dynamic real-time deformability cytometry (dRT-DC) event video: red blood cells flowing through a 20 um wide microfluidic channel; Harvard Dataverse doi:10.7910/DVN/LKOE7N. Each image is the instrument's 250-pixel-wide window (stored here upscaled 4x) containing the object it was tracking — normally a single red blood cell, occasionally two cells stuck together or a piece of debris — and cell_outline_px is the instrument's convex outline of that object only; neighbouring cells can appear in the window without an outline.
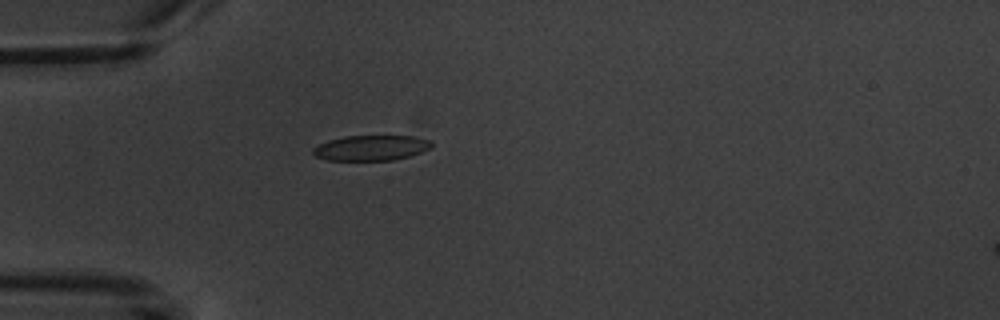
{"species": "common noctule bat (a hibernating species)", "species_latin": "Nyctalus noctula", "temperature_condition": "warm", "stored_images_in_passage": 2, "camera_frame_rate_fps": 3000, "um_per_image_px": 0.085, "animal": {"sex": "male", "body_mass_g": 20.1, "forearm_length_mm": 53.5}, "frame": {"image": 1, "passage_image": 2, "time_ms": 2.0, "image_size_px": [1000, 320], "cell_outline_px": [[432, 148], [408, 156], [392, 160], [328, 160], [316, 156], [312, 152], [312, 148], [328, 140], [344, 136], [412, 136], [432, 140]], "centroid_in_image_um": [31.55, 12.56], "position_along_channel_um": 53.5, "area_um2": 17.4}}